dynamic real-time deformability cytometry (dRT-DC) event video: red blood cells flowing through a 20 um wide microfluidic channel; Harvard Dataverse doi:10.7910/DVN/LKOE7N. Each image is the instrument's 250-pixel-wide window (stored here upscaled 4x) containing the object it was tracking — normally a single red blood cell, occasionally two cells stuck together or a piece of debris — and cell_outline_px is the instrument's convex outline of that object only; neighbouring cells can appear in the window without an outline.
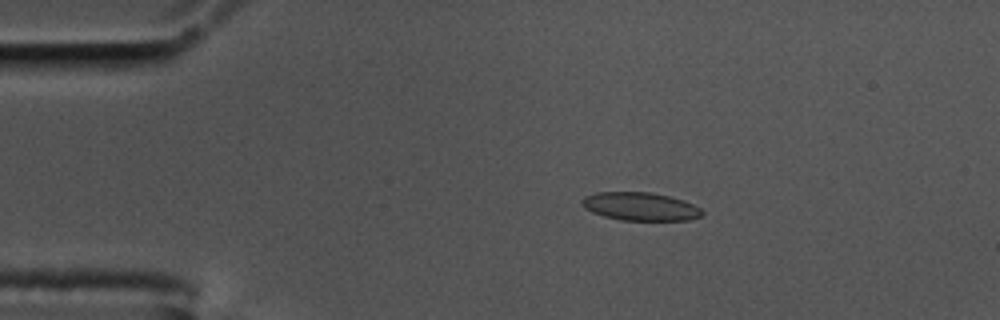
{"species": "common noctule bat (a hibernating species)", "species_latin": "Nyctalus noctula", "temperature_condition": "cold", "stored_images_in_passage": 48, "camera_frame_rate_fps": 3000, "um_per_image_px": 0.085, "animal": {"sex": "male", "body_mass_g": 17.5, "forearm_length_mm": 52.3}, "frame": {"image": 1, "passage_image": 1, "time_ms": 0.0, "image_size_px": [1000, 320], "cell_outline_px": [[704, 212], [700, 216], [688, 220], [620, 220], [604, 216], [592, 212], [584, 208], [580, 204], [580, 200], [584, 196], [596, 192], [652, 192], [684, 200], [700, 208]], "centroid_in_image_um": [54.38, 17.54], "position_along_channel_um": 30.6, "area_um2": 19.83}}
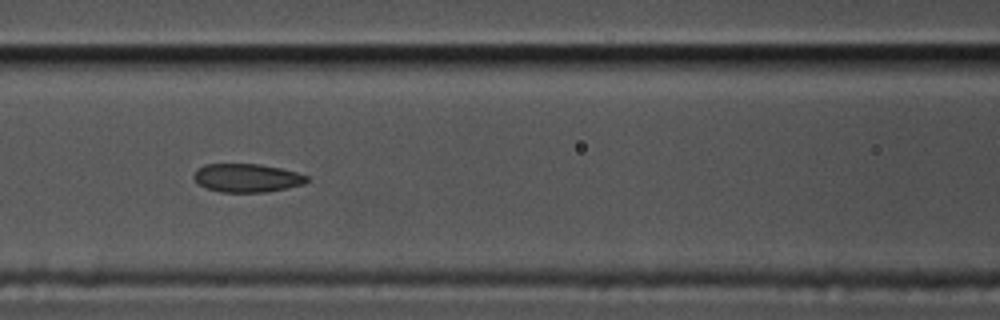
{"frame": {"image": 2, "passage_image": 15, "time_ms": 4.667, "image_size_px": [1000, 320], "cell_outline_px": [[308, 180], [304, 184], [264, 192], [220, 192], [204, 188], [192, 176], [204, 164], [260, 164], [280, 168], [296, 172], [308, 176]], "centroid_in_image_um": [20.98, 15.12], "position_along_channel_um": 145.6, "area_um2": 18.55}}
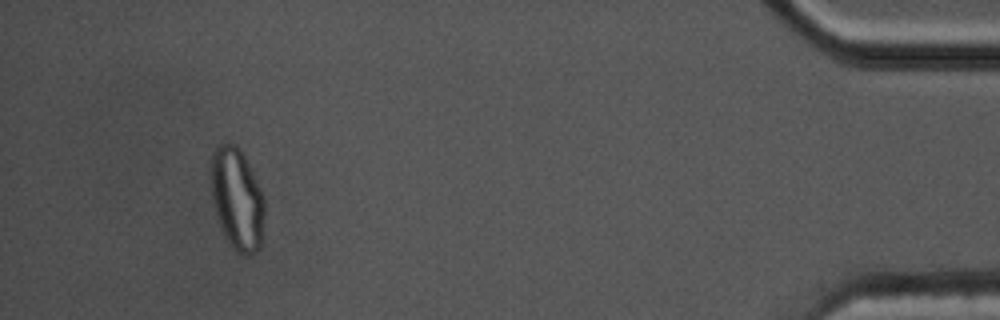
{"frame": {"image": 3, "passage_image": 44, "time_ms": 14.333, "image_size_px": [1000, 320], "cell_outline_px": [[264, 216], [260, 248], [256, 252], [248, 256], [236, 252], [232, 248], [224, 236], [216, 212], [212, 196], [212, 152], [220, 144], [236, 144], [240, 148], [264, 196]], "centroid_in_image_um": [20.17, 16.95], "position_along_channel_um": 415.0, "area_um2": 31.44}, "authors_computed_cell_mechanics": {"area_um2": 20.3167, "velocity_mm_per_s": 3.4841, "shape_relaxation_time_tau1_ms": null, "shape_relaxation_time_tau2_ms": 1.9553, "deformation_change_tau1": null, "deformation_change_tau2": 0.0659}}